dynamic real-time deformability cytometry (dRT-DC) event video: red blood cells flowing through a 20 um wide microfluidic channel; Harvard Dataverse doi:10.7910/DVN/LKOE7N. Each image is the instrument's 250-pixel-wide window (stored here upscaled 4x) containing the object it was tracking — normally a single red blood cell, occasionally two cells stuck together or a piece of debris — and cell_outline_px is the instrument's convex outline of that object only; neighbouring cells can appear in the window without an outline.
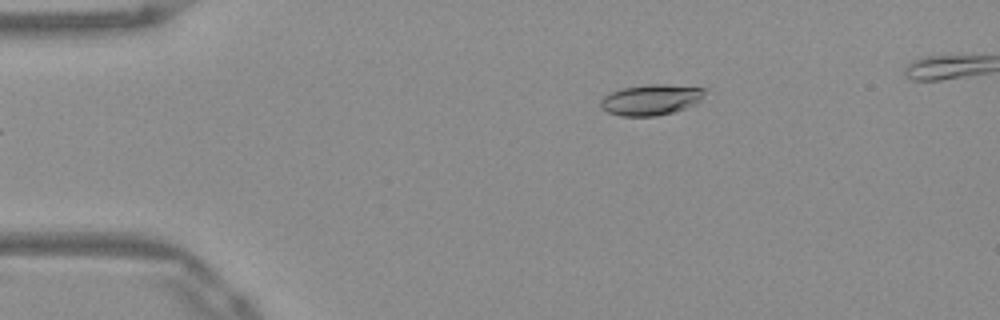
{"species": "Egyptian fruit bat (a non-hibernating species)", "species_latin": "Rousettus aegyptiacus", "temperature_condition": "warm", "stored_images_in_passage": 41, "camera_frame_rate_fps": 3000, "um_per_image_px": 0.085, "frame": {"image": 1, "passage_image": 1, "time_ms": 0.0, "image_size_px": [1000, 320], "cell_outline_px": [[704, 92], [700, 100], [684, 108], [672, 112], [656, 116], [620, 116], [608, 112], [600, 108], [600, 100], [604, 96], [612, 92], [624, 88], [648, 84], [668, 84], [704, 88]], "centroid_in_image_um": [55.29, 8.48], "position_along_channel_um": 29.7, "area_um2": 18.44}}
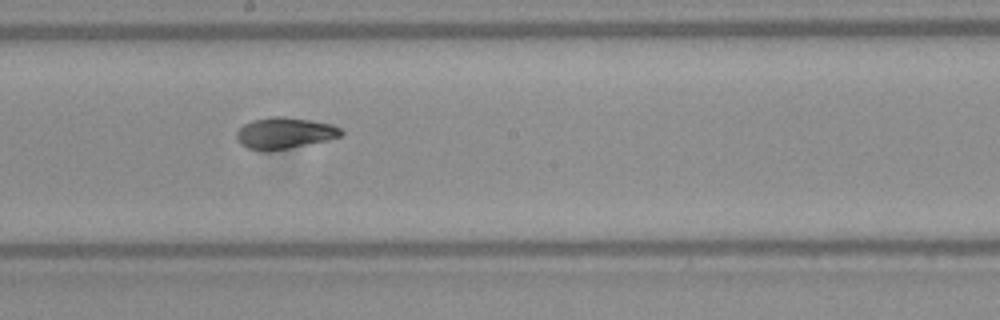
{"frame": {"image": 2, "passage_image": 20, "time_ms": 6.333, "image_size_px": [1000, 320], "cell_outline_px": [[344, 132], [340, 136], [328, 140], [268, 152], [264, 152], [248, 148], [240, 144], [236, 140], [236, 132], [244, 124], [252, 120], [268, 116], [288, 116], [332, 124], [340, 128]], "centroid_in_image_um": [24.15, 11.31], "position_along_channel_um": 224.0, "area_um2": 19.36}}
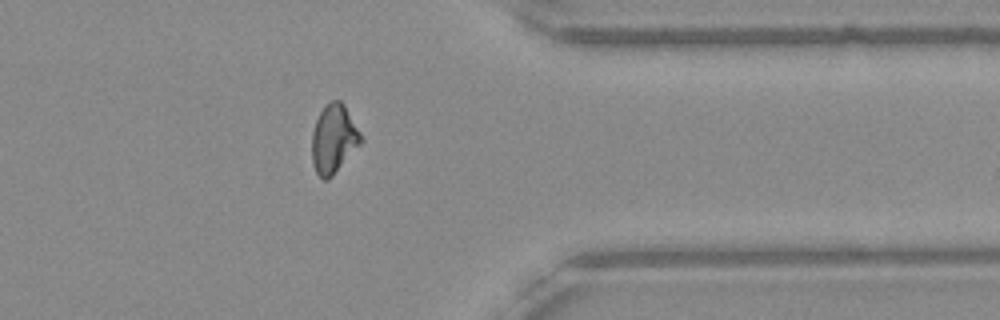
{"frame": {"image": 3, "passage_image": 33, "time_ms": 10.667, "image_size_px": [1000, 320], "cell_outline_px": [[364, 140], [332, 176], [328, 180], [324, 180], [316, 172], [312, 164], [312, 132], [316, 120], [324, 104], [332, 100], [340, 100], [344, 104], [360, 132]], "centroid_in_image_um": [28.36, 11.79], "position_along_channel_um": 383.0, "area_um2": 19.59}}